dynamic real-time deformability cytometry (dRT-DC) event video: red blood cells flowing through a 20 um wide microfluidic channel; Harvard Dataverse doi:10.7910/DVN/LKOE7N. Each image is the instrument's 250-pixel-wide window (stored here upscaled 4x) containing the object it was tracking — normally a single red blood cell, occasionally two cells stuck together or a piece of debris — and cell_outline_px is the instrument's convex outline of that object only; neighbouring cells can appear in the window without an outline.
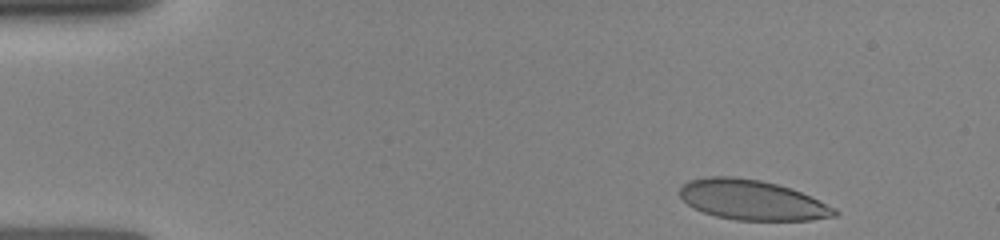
{"species": "human", "species_latin": "Homo sapiens", "temperature_condition": "room temperature", "stored_images_in_passage": 28, "camera_frame_rate_fps": 3000, "um_per_image_px": 0.085, "donor": {"sex": "female"}, "frame": {"image": 1, "passage_image": 1, "time_ms": 0.0, "image_size_px": [1000, 240], "cell_outline_px": [[840, 212], [836, 216], [812, 220], [736, 220], [716, 216], [704, 212], [688, 204], [680, 196], [680, 188], [684, 184], [692, 180], [708, 176], [732, 176], [760, 180], [792, 188], [836, 208]], "centroid_in_image_um": [63.97, 17.0], "position_along_channel_um": 21.0, "area_um2": 35.89}}
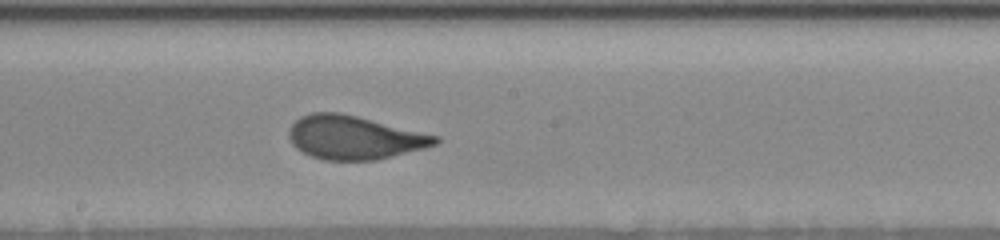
{"frame": {"image": 2, "passage_image": 16, "time_ms": 7.0, "image_size_px": [1000, 240], "cell_outline_px": [[440, 140], [436, 144], [424, 148], [376, 160], [324, 160], [312, 156], [296, 148], [292, 144], [288, 136], [288, 132], [292, 124], [300, 116], [312, 112], [340, 112], [440, 136]], "centroid_in_image_um": [30.1, 11.68], "position_along_channel_um": 218.1, "area_um2": 37.05}}
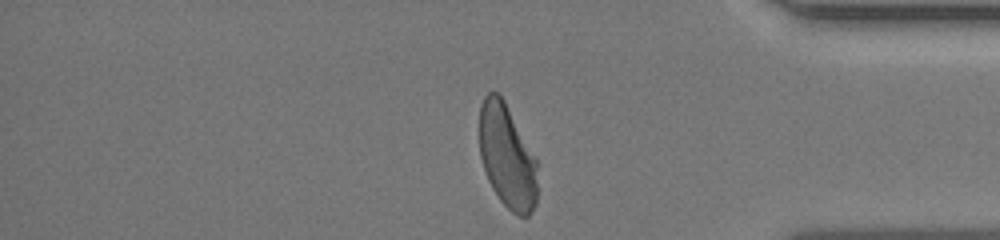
{"frame": {"image": 3, "passage_image": 28, "time_ms": 11.667, "image_size_px": [1000, 240], "cell_outline_px": [[536, 204], [532, 212], [528, 216], [520, 216], [512, 212], [500, 200], [492, 188], [488, 180], [480, 156], [480, 104], [484, 96], [488, 92], [496, 92], [504, 100], [536, 156]], "centroid_in_image_um": [43.11, 13.29], "position_along_channel_um": 392.1, "area_um2": 35.08}}